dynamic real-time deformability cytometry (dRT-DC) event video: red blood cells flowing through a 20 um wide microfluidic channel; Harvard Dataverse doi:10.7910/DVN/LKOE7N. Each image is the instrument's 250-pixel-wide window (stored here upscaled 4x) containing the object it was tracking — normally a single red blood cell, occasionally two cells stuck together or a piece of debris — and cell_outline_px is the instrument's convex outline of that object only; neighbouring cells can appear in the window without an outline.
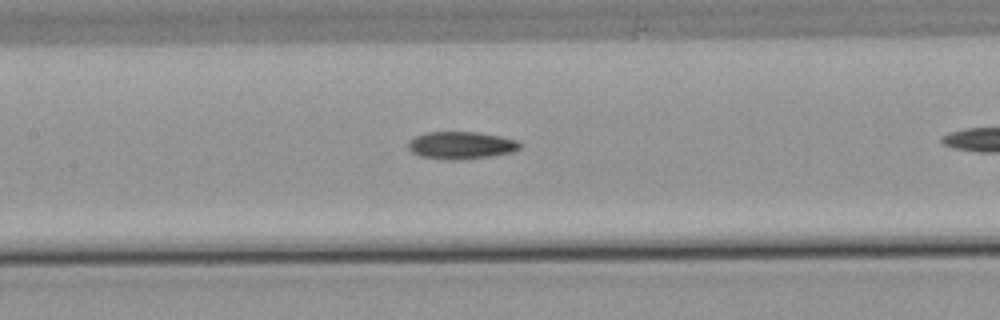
{"species": "common noctule bat (a hibernating species)", "species_latin": "Nyctalus noctula", "temperature_condition": "warm", "stored_images_in_passage": 15, "camera_frame_rate_fps": 3000, "um_per_image_px": 0.085, "animal": {"sex": "male", "body_mass_g": 21.5, "forearm_length_mm": 52.0}, "frame": {"image": 1, "passage_image": 13, "time_ms": 4.0, "image_size_px": [1000, 320], "cell_outline_px": [[524, 144], [520, 148], [512, 152], [488, 156], [456, 160], [444, 160], [420, 156], [412, 152], [408, 148], [408, 144], [416, 136], [424, 132], [476, 132], [500, 136], [516, 140]], "centroid_in_image_um": [39.2, 12.35], "position_along_channel_um": 168.2, "area_um2": 17.8}}